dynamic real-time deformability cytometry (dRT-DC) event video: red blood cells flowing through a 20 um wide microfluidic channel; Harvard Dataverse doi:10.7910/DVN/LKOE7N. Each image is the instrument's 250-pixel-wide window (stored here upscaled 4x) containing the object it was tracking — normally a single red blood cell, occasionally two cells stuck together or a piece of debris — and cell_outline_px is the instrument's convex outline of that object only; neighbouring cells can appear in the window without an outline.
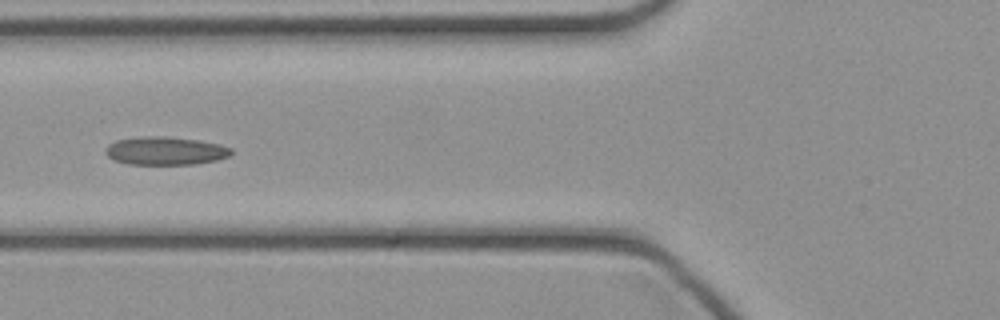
{"species": "common noctule bat (a hibernating species)", "species_latin": "Nyctalus noctula", "temperature_condition": "cold", "stored_images_in_passage": 27, "camera_frame_rate_fps": 3000, "um_per_image_px": 0.085, "animal": {"sex": "female", "body_mass_g": 21.9}, "frame": {"image": 1, "passage_image": 5, "time_ms": 1.333, "image_size_px": [1000, 320], "cell_outline_px": [[232, 152], [228, 156], [216, 160], [196, 164], [128, 164], [116, 160], [108, 156], [104, 152], [108, 144], [116, 140], [148, 136], [164, 136], [200, 140], [220, 144], [232, 148]], "centroid_in_image_um": [14.07, 12.81], "position_along_channel_um": 111.7, "area_um2": 20.58}}
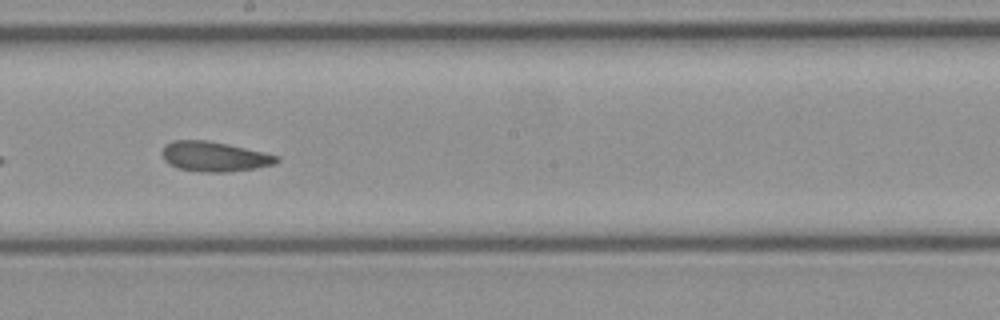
{"frame": {"image": 2, "passage_image": 13, "time_ms": 4.0, "image_size_px": [1000, 320], "cell_outline_px": [[280, 160], [276, 164], [256, 168], [228, 172], [200, 172], [180, 168], [168, 164], [164, 160], [160, 152], [164, 144], [172, 140], [208, 140], [228, 144], [264, 152], [280, 156]], "centroid_in_image_um": [18.21, 13.3], "position_along_channel_um": 230.0, "area_um2": 20.29}}
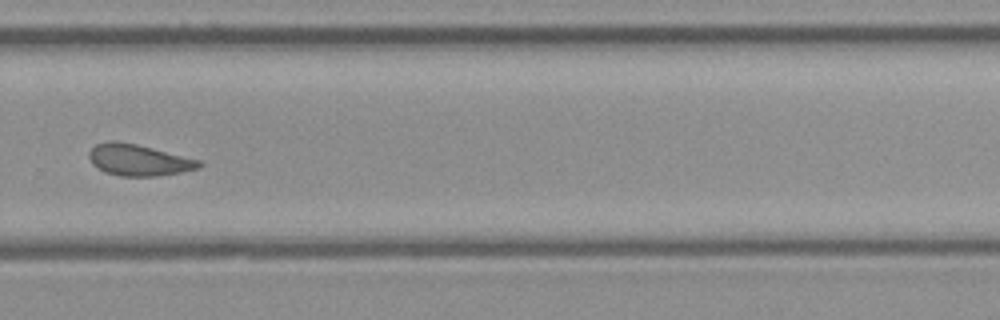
{"frame": {"image": 3, "passage_image": 19, "time_ms": 6.0, "image_size_px": [1000, 320], "cell_outline_px": [[204, 164], [200, 168], [180, 172], [156, 176], [120, 176], [108, 172], [92, 164], [88, 156], [88, 152], [96, 144], [108, 140], [116, 140], [136, 144], [204, 160]], "centroid_in_image_um": [11.84, 13.59], "position_along_channel_um": 318.0, "area_um2": 20.29}}